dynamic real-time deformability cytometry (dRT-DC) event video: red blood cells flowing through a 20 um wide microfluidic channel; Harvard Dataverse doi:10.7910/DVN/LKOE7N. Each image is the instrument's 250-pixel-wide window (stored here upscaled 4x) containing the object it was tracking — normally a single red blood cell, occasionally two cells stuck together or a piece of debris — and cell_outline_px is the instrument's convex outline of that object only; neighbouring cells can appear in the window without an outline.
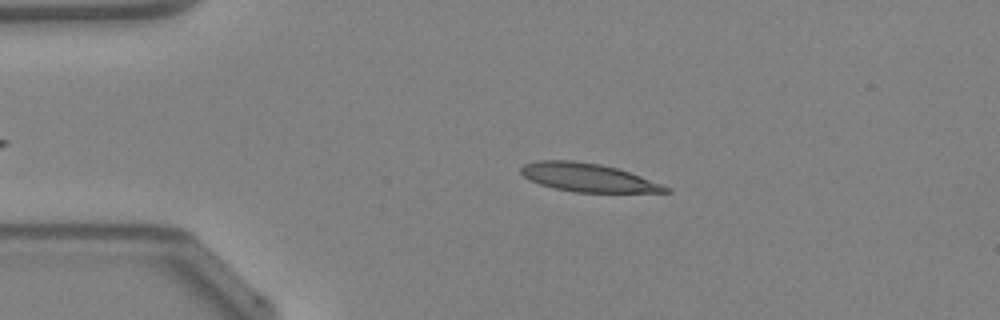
{"species": "Egyptian fruit bat (a non-hibernating species)", "species_latin": "Rousettus aegyptiacus", "temperature_condition": "warm", "stored_images_in_passage": 41, "camera_frame_rate_fps": 3000, "um_per_image_px": 0.085, "animal": {"sex": "female"}, "frame": {"image": 1, "passage_image": 9, "time_ms": 2.667, "image_size_px": [1000, 320], "cell_outline_px": [[672, 192], [576, 192], [556, 188], [540, 184], [528, 180], [520, 172], [520, 168], [524, 164], [536, 160], [572, 160], [600, 164], [616, 168], [640, 176], [672, 188]], "centroid_in_image_um": [49.95, 15.08], "position_along_channel_um": 35.1, "area_um2": 23.76}}
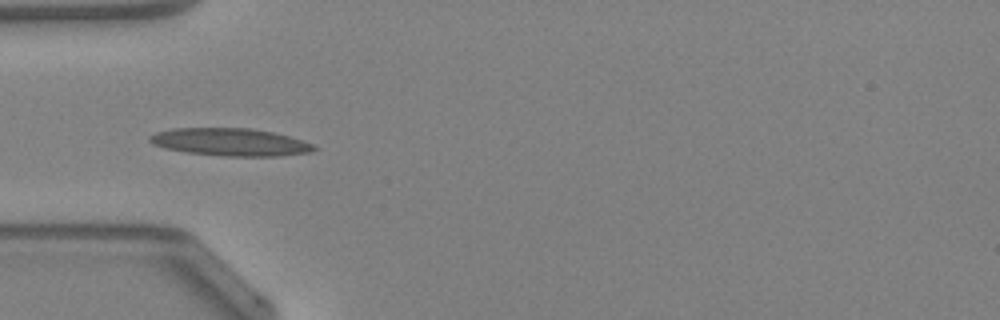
{"frame": {"image": 2, "passage_image": 14, "time_ms": 4.333, "image_size_px": [1000, 320], "cell_outline_px": [[316, 148], [308, 152], [280, 156], [220, 156], [188, 152], [164, 148], [152, 144], [148, 140], [148, 136], [156, 132], [172, 128], [252, 128], [272, 132], [288, 136], [312, 144]], "centroid_in_image_um": [19.5, 12.07], "position_along_channel_um": 65.5, "area_um2": 26.3}}
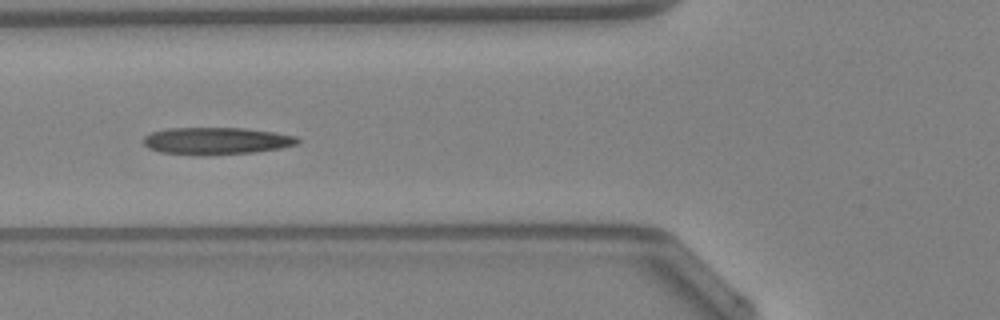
{"frame": {"image": 3, "passage_image": 17, "time_ms": 5.333, "image_size_px": [1000, 320], "cell_outline_px": [[300, 144], [280, 148], [252, 152], [204, 156], [196, 156], [160, 152], [148, 148], [140, 140], [144, 136], [152, 132], [164, 128], [244, 128], [276, 132], [296, 136], [300, 140]], "centroid_in_image_um": [18.35, 11.98], "position_along_channel_um": 107.4, "area_um2": 24.85}, "authors_computed_cell_mechanics": {"area_um2": 23.7558, "velocity_mm_per_s": 4.2573, "shape_relaxation_time_tau1_ms": null, "shape_relaxation_time_tau2_ms": 3.0238, "deformation_change_tau1": null, "deformation_change_tau2": 0.1129}}